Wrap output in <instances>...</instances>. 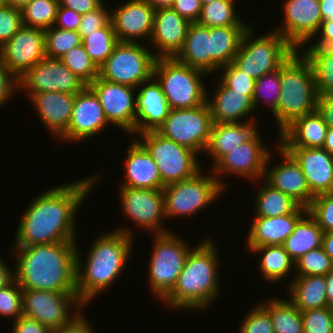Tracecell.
Instances as JSON below:
<instances>
[{"label":"cell","mask_w":333,"mask_h":333,"mask_svg":"<svg viewBox=\"0 0 333 333\" xmlns=\"http://www.w3.org/2000/svg\"><path fill=\"white\" fill-rule=\"evenodd\" d=\"M96 176L48 189L33 199L17 226L14 247L76 242L78 209L100 174Z\"/></svg>","instance_id":"6da1fadb"},{"label":"cell","mask_w":333,"mask_h":333,"mask_svg":"<svg viewBox=\"0 0 333 333\" xmlns=\"http://www.w3.org/2000/svg\"><path fill=\"white\" fill-rule=\"evenodd\" d=\"M78 242H57L13 247L17 256L15 280L22 289L77 293Z\"/></svg>","instance_id":"7a4b0ae2"},{"label":"cell","mask_w":333,"mask_h":333,"mask_svg":"<svg viewBox=\"0 0 333 333\" xmlns=\"http://www.w3.org/2000/svg\"><path fill=\"white\" fill-rule=\"evenodd\" d=\"M132 233L128 228H118L101 234L92 243L85 264L80 260L77 247L76 291L85 306L110 287L123 272L133 251Z\"/></svg>","instance_id":"3957f363"},{"label":"cell","mask_w":333,"mask_h":333,"mask_svg":"<svg viewBox=\"0 0 333 333\" xmlns=\"http://www.w3.org/2000/svg\"><path fill=\"white\" fill-rule=\"evenodd\" d=\"M217 247L211 239L201 241L188 253L172 291L163 299L174 310H204L212 305L219 290Z\"/></svg>","instance_id":"277c9868"},{"label":"cell","mask_w":333,"mask_h":333,"mask_svg":"<svg viewBox=\"0 0 333 333\" xmlns=\"http://www.w3.org/2000/svg\"><path fill=\"white\" fill-rule=\"evenodd\" d=\"M301 52L296 51L280 68V98L273 114L280 133L295 119L317 110L314 73Z\"/></svg>","instance_id":"5b68a950"},{"label":"cell","mask_w":333,"mask_h":333,"mask_svg":"<svg viewBox=\"0 0 333 333\" xmlns=\"http://www.w3.org/2000/svg\"><path fill=\"white\" fill-rule=\"evenodd\" d=\"M205 76V71L183 64L174 57L156 58L153 69V77L161 85L170 109L204 104L208 96L202 80Z\"/></svg>","instance_id":"8992f818"},{"label":"cell","mask_w":333,"mask_h":333,"mask_svg":"<svg viewBox=\"0 0 333 333\" xmlns=\"http://www.w3.org/2000/svg\"><path fill=\"white\" fill-rule=\"evenodd\" d=\"M252 29L250 25L243 34L233 63L256 80L280 69L297 50L275 30L253 39Z\"/></svg>","instance_id":"52a82bcc"},{"label":"cell","mask_w":333,"mask_h":333,"mask_svg":"<svg viewBox=\"0 0 333 333\" xmlns=\"http://www.w3.org/2000/svg\"><path fill=\"white\" fill-rule=\"evenodd\" d=\"M153 237L155 239L149 259L148 284L150 292H154L155 297L162 301L175 287L192 248L179 235H174L173 231L155 234Z\"/></svg>","instance_id":"ba28073f"},{"label":"cell","mask_w":333,"mask_h":333,"mask_svg":"<svg viewBox=\"0 0 333 333\" xmlns=\"http://www.w3.org/2000/svg\"><path fill=\"white\" fill-rule=\"evenodd\" d=\"M137 139L149 152L159 170L164 186L184 181L201 171L198 154L191 149L178 145L157 131L138 134Z\"/></svg>","instance_id":"9c48e42d"},{"label":"cell","mask_w":333,"mask_h":333,"mask_svg":"<svg viewBox=\"0 0 333 333\" xmlns=\"http://www.w3.org/2000/svg\"><path fill=\"white\" fill-rule=\"evenodd\" d=\"M146 47L138 42H118L112 54L99 67V77L139 89L141 83L153 77L156 61L155 52Z\"/></svg>","instance_id":"30bf717a"},{"label":"cell","mask_w":333,"mask_h":333,"mask_svg":"<svg viewBox=\"0 0 333 333\" xmlns=\"http://www.w3.org/2000/svg\"><path fill=\"white\" fill-rule=\"evenodd\" d=\"M202 170L184 181L171 183L162 189L164 193L165 216H191L199 212L225 191L212 174L204 175Z\"/></svg>","instance_id":"8fae6325"},{"label":"cell","mask_w":333,"mask_h":333,"mask_svg":"<svg viewBox=\"0 0 333 333\" xmlns=\"http://www.w3.org/2000/svg\"><path fill=\"white\" fill-rule=\"evenodd\" d=\"M213 125L207 101L193 108L170 109L156 130L163 137L198 153H205Z\"/></svg>","instance_id":"7c38bea8"},{"label":"cell","mask_w":333,"mask_h":333,"mask_svg":"<svg viewBox=\"0 0 333 333\" xmlns=\"http://www.w3.org/2000/svg\"><path fill=\"white\" fill-rule=\"evenodd\" d=\"M84 306L77 293L23 289V315L35 319L52 332L70 323ZM71 310L77 312L72 315Z\"/></svg>","instance_id":"4fadbf2b"},{"label":"cell","mask_w":333,"mask_h":333,"mask_svg":"<svg viewBox=\"0 0 333 333\" xmlns=\"http://www.w3.org/2000/svg\"><path fill=\"white\" fill-rule=\"evenodd\" d=\"M258 131L246 142H243L229 153L225 154L213 167L212 173L220 185L225 189L226 182L219 178L224 174L240 176L255 183L264 178L266 161L270 154L264 146ZM261 180V181H260Z\"/></svg>","instance_id":"5bb4252c"},{"label":"cell","mask_w":333,"mask_h":333,"mask_svg":"<svg viewBox=\"0 0 333 333\" xmlns=\"http://www.w3.org/2000/svg\"><path fill=\"white\" fill-rule=\"evenodd\" d=\"M119 200L123 214L134 224L154 234L170 230L162 227L165 216L164 193L162 189L119 188ZM162 221V222H161Z\"/></svg>","instance_id":"9a60e30c"},{"label":"cell","mask_w":333,"mask_h":333,"mask_svg":"<svg viewBox=\"0 0 333 333\" xmlns=\"http://www.w3.org/2000/svg\"><path fill=\"white\" fill-rule=\"evenodd\" d=\"M87 85L60 59L45 57L19 78V88L27 89L28 99L35 93L78 94Z\"/></svg>","instance_id":"2e32d148"},{"label":"cell","mask_w":333,"mask_h":333,"mask_svg":"<svg viewBox=\"0 0 333 333\" xmlns=\"http://www.w3.org/2000/svg\"><path fill=\"white\" fill-rule=\"evenodd\" d=\"M99 99L109 124L135 136L136 91L137 88L112 83L99 76L89 85Z\"/></svg>","instance_id":"e0dca14e"},{"label":"cell","mask_w":333,"mask_h":333,"mask_svg":"<svg viewBox=\"0 0 333 333\" xmlns=\"http://www.w3.org/2000/svg\"><path fill=\"white\" fill-rule=\"evenodd\" d=\"M45 57V32L39 28L22 26L0 47V61L18 79Z\"/></svg>","instance_id":"ac0fdd59"},{"label":"cell","mask_w":333,"mask_h":333,"mask_svg":"<svg viewBox=\"0 0 333 333\" xmlns=\"http://www.w3.org/2000/svg\"><path fill=\"white\" fill-rule=\"evenodd\" d=\"M284 23L279 32L297 51L315 38L323 22L319 0H284ZM301 45V46H300ZM299 48V49H298Z\"/></svg>","instance_id":"d6986e66"},{"label":"cell","mask_w":333,"mask_h":333,"mask_svg":"<svg viewBox=\"0 0 333 333\" xmlns=\"http://www.w3.org/2000/svg\"><path fill=\"white\" fill-rule=\"evenodd\" d=\"M276 148L278 149L276 151H279L281 157L284 158L281 160L283 163L280 162L277 166L270 167V160L272 159V153H270L266 161L263 179H266L265 181L274 189L280 190L291 197L300 206L308 208L315 196L308 187L300 164L279 144L276 145Z\"/></svg>","instance_id":"ffe728a7"},{"label":"cell","mask_w":333,"mask_h":333,"mask_svg":"<svg viewBox=\"0 0 333 333\" xmlns=\"http://www.w3.org/2000/svg\"><path fill=\"white\" fill-rule=\"evenodd\" d=\"M109 125L103 108L94 91L86 86L75 95L72 117L68 130L60 137L63 141L77 142L94 137Z\"/></svg>","instance_id":"44dd1931"},{"label":"cell","mask_w":333,"mask_h":333,"mask_svg":"<svg viewBox=\"0 0 333 333\" xmlns=\"http://www.w3.org/2000/svg\"><path fill=\"white\" fill-rule=\"evenodd\" d=\"M155 9L145 0H127L110 12L111 23L119 42H138L150 38ZM137 40V41H136Z\"/></svg>","instance_id":"7402d4cb"},{"label":"cell","mask_w":333,"mask_h":333,"mask_svg":"<svg viewBox=\"0 0 333 333\" xmlns=\"http://www.w3.org/2000/svg\"><path fill=\"white\" fill-rule=\"evenodd\" d=\"M190 22L171 7L155 9L151 43L156 58H173L182 48ZM156 48V49H155Z\"/></svg>","instance_id":"603a6c76"},{"label":"cell","mask_w":333,"mask_h":333,"mask_svg":"<svg viewBox=\"0 0 333 333\" xmlns=\"http://www.w3.org/2000/svg\"><path fill=\"white\" fill-rule=\"evenodd\" d=\"M300 164L311 193H333V155L324 148H284Z\"/></svg>","instance_id":"cb8c5ba5"},{"label":"cell","mask_w":333,"mask_h":333,"mask_svg":"<svg viewBox=\"0 0 333 333\" xmlns=\"http://www.w3.org/2000/svg\"><path fill=\"white\" fill-rule=\"evenodd\" d=\"M139 88L136 92L135 135L156 131L164 123L170 110L161 85L154 77L141 83Z\"/></svg>","instance_id":"d4e9b609"},{"label":"cell","mask_w":333,"mask_h":333,"mask_svg":"<svg viewBox=\"0 0 333 333\" xmlns=\"http://www.w3.org/2000/svg\"><path fill=\"white\" fill-rule=\"evenodd\" d=\"M43 125L58 139L68 130L75 95L64 92L35 93L30 98Z\"/></svg>","instance_id":"484cf974"},{"label":"cell","mask_w":333,"mask_h":333,"mask_svg":"<svg viewBox=\"0 0 333 333\" xmlns=\"http://www.w3.org/2000/svg\"><path fill=\"white\" fill-rule=\"evenodd\" d=\"M307 212V208L299 206L292 214L271 218L254 217L246 239L247 248L282 245Z\"/></svg>","instance_id":"4316f807"},{"label":"cell","mask_w":333,"mask_h":333,"mask_svg":"<svg viewBox=\"0 0 333 333\" xmlns=\"http://www.w3.org/2000/svg\"><path fill=\"white\" fill-rule=\"evenodd\" d=\"M136 137V138H135ZM130 142L125 161V180L122 187L163 189L164 185L155 161L135 136Z\"/></svg>","instance_id":"83f0119b"},{"label":"cell","mask_w":333,"mask_h":333,"mask_svg":"<svg viewBox=\"0 0 333 333\" xmlns=\"http://www.w3.org/2000/svg\"><path fill=\"white\" fill-rule=\"evenodd\" d=\"M328 127L322 115L315 110L295 119L278 136L282 148L322 147Z\"/></svg>","instance_id":"f1b7e54d"},{"label":"cell","mask_w":333,"mask_h":333,"mask_svg":"<svg viewBox=\"0 0 333 333\" xmlns=\"http://www.w3.org/2000/svg\"><path fill=\"white\" fill-rule=\"evenodd\" d=\"M213 93V99H206L213 123H237L255 112L253 99L244 92L228 88L221 80Z\"/></svg>","instance_id":"f546056e"},{"label":"cell","mask_w":333,"mask_h":333,"mask_svg":"<svg viewBox=\"0 0 333 333\" xmlns=\"http://www.w3.org/2000/svg\"><path fill=\"white\" fill-rule=\"evenodd\" d=\"M251 119L237 123H213L205 154H209L214 166L225 154L248 141L256 132Z\"/></svg>","instance_id":"4dcf8cb0"},{"label":"cell","mask_w":333,"mask_h":333,"mask_svg":"<svg viewBox=\"0 0 333 333\" xmlns=\"http://www.w3.org/2000/svg\"><path fill=\"white\" fill-rule=\"evenodd\" d=\"M250 26L210 27V75L233 62L243 34Z\"/></svg>","instance_id":"1f68e13d"},{"label":"cell","mask_w":333,"mask_h":333,"mask_svg":"<svg viewBox=\"0 0 333 333\" xmlns=\"http://www.w3.org/2000/svg\"><path fill=\"white\" fill-rule=\"evenodd\" d=\"M210 27L190 23L185 42L174 57L177 61L210 74Z\"/></svg>","instance_id":"d6a6232c"},{"label":"cell","mask_w":333,"mask_h":333,"mask_svg":"<svg viewBox=\"0 0 333 333\" xmlns=\"http://www.w3.org/2000/svg\"><path fill=\"white\" fill-rule=\"evenodd\" d=\"M288 286L289 300L300 311L328 307L325 276H295Z\"/></svg>","instance_id":"836d02e7"},{"label":"cell","mask_w":333,"mask_h":333,"mask_svg":"<svg viewBox=\"0 0 333 333\" xmlns=\"http://www.w3.org/2000/svg\"><path fill=\"white\" fill-rule=\"evenodd\" d=\"M324 232L315 219L307 212L295 225L293 232L282 246L296 262L302 255L322 246Z\"/></svg>","instance_id":"e575fe53"},{"label":"cell","mask_w":333,"mask_h":333,"mask_svg":"<svg viewBox=\"0 0 333 333\" xmlns=\"http://www.w3.org/2000/svg\"><path fill=\"white\" fill-rule=\"evenodd\" d=\"M251 253H258L259 270L262 278L268 282H279L285 280L286 276L291 273L292 268H295V262L290 255L285 251L282 245H267L248 248Z\"/></svg>","instance_id":"d590c367"},{"label":"cell","mask_w":333,"mask_h":333,"mask_svg":"<svg viewBox=\"0 0 333 333\" xmlns=\"http://www.w3.org/2000/svg\"><path fill=\"white\" fill-rule=\"evenodd\" d=\"M260 305L269 313L275 333H304L301 311L288 298H271Z\"/></svg>","instance_id":"8d00e7d4"},{"label":"cell","mask_w":333,"mask_h":333,"mask_svg":"<svg viewBox=\"0 0 333 333\" xmlns=\"http://www.w3.org/2000/svg\"><path fill=\"white\" fill-rule=\"evenodd\" d=\"M256 192L254 217H277L292 214L300 205L280 190L274 189L265 179Z\"/></svg>","instance_id":"74e56055"},{"label":"cell","mask_w":333,"mask_h":333,"mask_svg":"<svg viewBox=\"0 0 333 333\" xmlns=\"http://www.w3.org/2000/svg\"><path fill=\"white\" fill-rule=\"evenodd\" d=\"M301 54L312 67L317 93H333V47H309Z\"/></svg>","instance_id":"f35d334b"},{"label":"cell","mask_w":333,"mask_h":333,"mask_svg":"<svg viewBox=\"0 0 333 333\" xmlns=\"http://www.w3.org/2000/svg\"><path fill=\"white\" fill-rule=\"evenodd\" d=\"M233 2L234 0H216L203 5L197 23L205 27L250 26L237 16Z\"/></svg>","instance_id":"ab89813d"},{"label":"cell","mask_w":333,"mask_h":333,"mask_svg":"<svg viewBox=\"0 0 333 333\" xmlns=\"http://www.w3.org/2000/svg\"><path fill=\"white\" fill-rule=\"evenodd\" d=\"M118 42L111 21L82 39L86 52L98 68L112 54Z\"/></svg>","instance_id":"60d3db41"},{"label":"cell","mask_w":333,"mask_h":333,"mask_svg":"<svg viewBox=\"0 0 333 333\" xmlns=\"http://www.w3.org/2000/svg\"><path fill=\"white\" fill-rule=\"evenodd\" d=\"M58 0H32L21 9L23 26L42 30L54 26Z\"/></svg>","instance_id":"b9f144b4"},{"label":"cell","mask_w":333,"mask_h":333,"mask_svg":"<svg viewBox=\"0 0 333 333\" xmlns=\"http://www.w3.org/2000/svg\"><path fill=\"white\" fill-rule=\"evenodd\" d=\"M60 60L87 86L99 76V68L90 59L83 44L70 49Z\"/></svg>","instance_id":"7bdbcfd3"},{"label":"cell","mask_w":333,"mask_h":333,"mask_svg":"<svg viewBox=\"0 0 333 333\" xmlns=\"http://www.w3.org/2000/svg\"><path fill=\"white\" fill-rule=\"evenodd\" d=\"M45 53L47 58L60 59L73 47L82 44L77 31L56 28L55 26L44 30Z\"/></svg>","instance_id":"ee69618b"},{"label":"cell","mask_w":333,"mask_h":333,"mask_svg":"<svg viewBox=\"0 0 333 333\" xmlns=\"http://www.w3.org/2000/svg\"><path fill=\"white\" fill-rule=\"evenodd\" d=\"M280 69L262 75L255 80L253 103L256 107L260 101L267 103L270 111L274 114L277 110L280 98Z\"/></svg>","instance_id":"f6af8a7d"},{"label":"cell","mask_w":333,"mask_h":333,"mask_svg":"<svg viewBox=\"0 0 333 333\" xmlns=\"http://www.w3.org/2000/svg\"><path fill=\"white\" fill-rule=\"evenodd\" d=\"M295 268L296 276H325L333 271V263L321 246L302 255L295 262Z\"/></svg>","instance_id":"bcb514c9"},{"label":"cell","mask_w":333,"mask_h":333,"mask_svg":"<svg viewBox=\"0 0 333 333\" xmlns=\"http://www.w3.org/2000/svg\"><path fill=\"white\" fill-rule=\"evenodd\" d=\"M304 333H333V307L301 311Z\"/></svg>","instance_id":"7dc6e473"},{"label":"cell","mask_w":333,"mask_h":333,"mask_svg":"<svg viewBox=\"0 0 333 333\" xmlns=\"http://www.w3.org/2000/svg\"><path fill=\"white\" fill-rule=\"evenodd\" d=\"M307 209L324 233L333 232V193L316 195Z\"/></svg>","instance_id":"c3c4849f"},{"label":"cell","mask_w":333,"mask_h":333,"mask_svg":"<svg viewBox=\"0 0 333 333\" xmlns=\"http://www.w3.org/2000/svg\"><path fill=\"white\" fill-rule=\"evenodd\" d=\"M23 289L14 279L9 285L0 289V316L14 319L22 313Z\"/></svg>","instance_id":"681fc988"},{"label":"cell","mask_w":333,"mask_h":333,"mask_svg":"<svg viewBox=\"0 0 333 333\" xmlns=\"http://www.w3.org/2000/svg\"><path fill=\"white\" fill-rule=\"evenodd\" d=\"M220 80L235 91L244 92L253 99L255 80L244 71L240 70L233 62L220 68Z\"/></svg>","instance_id":"f907efd6"},{"label":"cell","mask_w":333,"mask_h":333,"mask_svg":"<svg viewBox=\"0 0 333 333\" xmlns=\"http://www.w3.org/2000/svg\"><path fill=\"white\" fill-rule=\"evenodd\" d=\"M239 333H275L269 313L259 304L245 316Z\"/></svg>","instance_id":"816d5d0a"},{"label":"cell","mask_w":333,"mask_h":333,"mask_svg":"<svg viewBox=\"0 0 333 333\" xmlns=\"http://www.w3.org/2000/svg\"><path fill=\"white\" fill-rule=\"evenodd\" d=\"M23 26L21 10L11 6L0 7V47Z\"/></svg>","instance_id":"f5cc1de1"},{"label":"cell","mask_w":333,"mask_h":333,"mask_svg":"<svg viewBox=\"0 0 333 333\" xmlns=\"http://www.w3.org/2000/svg\"><path fill=\"white\" fill-rule=\"evenodd\" d=\"M103 3L99 8L83 14L78 28V34L81 39L91 34L95 30L105 27L110 21V12Z\"/></svg>","instance_id":"db71d44e"},{"label":"cell","mask_w":333,"mask_h":333,"mask_svg":"<svg viewBox=\"0 0 333 333\" xmlns=\"http://www.w3.org/2000/svg\"><path fill=\"white\" fill-rule=\"evenodd\" d=\"M17 88L19 89V79L0 61V108L18 91Z\"/></svg>","instance_id":"11a10c76"},{"label":"cell","mask_w":333,"mask_h":333,"mask_svg":"<svg viewBox=\"0 0 333 333\" xmlns=\"http://www.w3.org/2000/svg\"><path fill=\"white\" fill-rule=\"evenodd\" d=\"M171 8L190 23H195L200 18L202 4L200 0H174Z\"/></svg>","instance_id":"9f6ffc18"},{"label":"cell","mask_w":333,"mask_h":333,"mask_svg":"<svg viewBox=\"0 0 333 333\" xmlns=\"http://www.w3.org/2000/svg\"><path fill=\"white\" fill-rule=\"evenodd\" d=\"M81 16V14L74 12L72 9L58 6L54 26L65 30L78 31Z\"/></svg>","instance_id":"6f0895ef"},{"label":"cell","mask_w":333,"mask_h":333,"mask_svg":"<svg viewBox=\"0 0 333 333\" xmlns=\"http://www.w3.org/2000/svg\"><path fill=\"white\" fill-rule=\"evenodd\" d=\"M13 323L12 333H53L40 322L24 315L17 318Z\"/></svg>","instance_id":"680465c9"},{"label":"cell","mask_w":333,"mask_h":333,"mask_svg":"<svg viewBox=\"0 0 333 333\" xmlns=\"http://www.w3.org/2000/svg\"><path fill=\"white\" fill-rule=\"evenodd\" d=\"M59 6L72 9L78 14H86L103 4V0H58Z\"/></svg>","instance_id":"91938a15"},{"label":"cell","mask_w":333,"mask_h":333,"mask_svg":"<svg viewBox=\"0 0 333 333\" xmlns=\"http://www.w3.org/2000/svg\"><path fill=\"white\" fill-rule=\"evenodd\" d=\"M317 111L322 115L328 128H333V93H319Z\"/></svg>","instance_id":"94428289"},{"label":"cell","mask_w":333,"mask_h":333,"mask_svg":"<svg viewBox=\"0 0 333 333\" xmlns=\"http://www.w3.org/2000/svg\"><path fill=\"white\" fill-rule=\"evenodd\" d=\"M83 311L80 312L70 323L64 325L53 333H93L91 324L82 315Z\"/></svg>","instance_id":"6125c7cd"},{"label":"cell","mask_w":333,"mask_h":333,"mask_svg":"<svg viewBox=\"0 0 333 333\" xmlns=\"http://www.w3.org/2000/svg\"><path fill=\"white\" fill-rule=\"evenodd\" d=\"M317 34L316 43L309 47H333V21H323Z\"/></svg>","instance_id":"be15d7a7"},{"label":"cell","mask_w":333,"mask_h":333,"mask_svg":"<svg viewBox=\"0 0 333 333\" xmlns=\"http://www.w3.org/2000/svg\"><path fill=\"white\" fill-rule=\"evenodd\" d=\"M14 279V272L10 271L8 265L0 260V289L9 285Z\"/></svg>","instance_id":"e7e4bbea"},{"label":"cell","mask_w":333,"mask_h":333,"mask_svg":"<svg viewBox=\"0 0 333 333\" xmlns=\"http://www.w3.org/2000/svg\"><path fill=\"white\" fill-rule=\"evenodd\" d=\"M323 21H333V0H319Z\"/></svg>","instance_id":"03108f58"},{"label":"cell","mask_w":333,"mask_h":333,"mask_svg":"<svg viewBox=\"0 0 333 333\" xmlns=\"http://www.w3.org/2000/svg\"><path fill=\"white\" fill-rule=\"evenodd\" d=\"M322 248L333 263V232H326L322 239Z\"/></svg>","instance_id":"003e7915"},{"label":"cell","mask_w":333,"mask_h":333,"mask_svg":"<svg viewBox=\"0 0 333 333\" xmlns=\"http://www.w3.org/2000/svg\"><path fill=\"white\" fill-rule=\"evenodd\" d=\"M326 283V297L328 300V305L333 307V271L325 275Z\"/></svg>","instance_id":"a7ac6f4b"},{"label":"cell","mask_w":333,"mask_h":333,"mask_svg":"<svg viewBox=\"0 0 333 333\" xmlns=\"http://www.w3.org/2000/svg\"><path fill=\"white\" fill-rule=\"evenodd\" d=\"M322 148H324L329 154L333 155V128H328Z\"/></svg>","instance_id":"89a4df30"},{"label":"cell","mask_w":333,"mask_h":333,"mask_svg":"<svg viewBox=\"0 0 333 333\" xmlns=\"http://www.w3.org/2000/svg\"><path fill=\"white\" fill-rule=\"evenodd\" d=\"M153 9L171 7L174 0H145Z\"/></svg>","instance_id":"2644e50d"},{"label":"cell","mask_w":333,"mask_h":333,"mask_svg":"<svg viewBox=\"0 0 333 333\" xmlns=\"http://www.w3.org/2000/svg\"><path fill=\"white\" fill-rule=\"evenodd\" d=\"M30 1L32 0H5L7 6L18 8L20 10Z\"/></svg>","instance_id":"8c879c8a"},{"label":"cell","mask_w":333,"mask_h":333,"mask_svg":"<svg viewBox=\"0 0 333 333\" xmlns=\"http://www.w3.org/2000/svg\"><path fill=\"white\" fill-rule=\"evenodd\" d=\"M214 1H216V0H200L202 6L205 5V4H210V3L214 2Z\"/></svg>","instance_id":"753ad0ef"},{"label":"cell","mask_w":333,"mask_h":333,"mask_svg":"<svg viewBox=\"0 0 333 333\" xmlns=\"http://www.w3.org/2000/svg\"><path fill=\"white\" fill-rule=\"evenodd\" d=\"M5 5H6L5 0H0V7L5 6Z\"/></svg>","instance_id":"34e18365"}]
</instances>
